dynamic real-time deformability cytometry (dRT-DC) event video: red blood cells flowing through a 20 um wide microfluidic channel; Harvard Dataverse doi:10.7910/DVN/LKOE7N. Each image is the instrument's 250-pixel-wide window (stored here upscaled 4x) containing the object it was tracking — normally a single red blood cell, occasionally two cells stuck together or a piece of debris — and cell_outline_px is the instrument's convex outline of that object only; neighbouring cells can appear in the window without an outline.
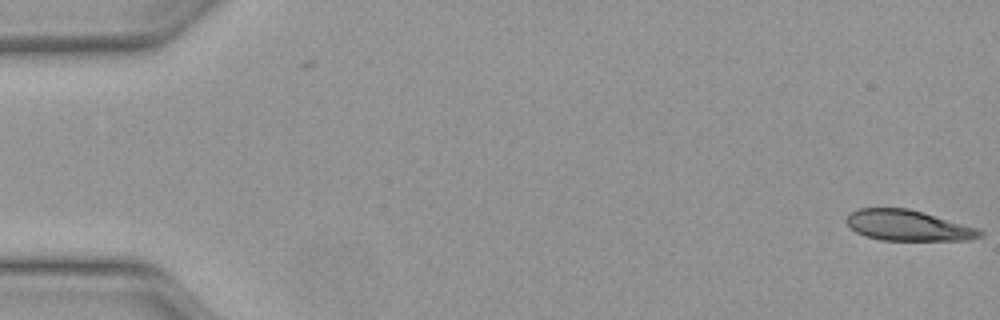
{"species": "Egyptian fruit bat (a non-hibernating species)", "species_latin": "Rousettus aegyptiacus", "temperature_condition": "warm", "stored_images_in_passage": 3, "camera_frame_rate_fps": 3000, "um_per_image_px": 0.085, "animal": {"sex": "female"}, "frame": {"image": 1, "passage_image": 3, "time_ms": 0.667, "image_size_px": [1000, 320], "cell_outline_px": [[984, 236], [968, 240], [880, 240], [864, 236], [856, 232], [844, 220], [848, 212], [860, 208], [908, 208], [924, 212], [976, 228], [984, 232]], "centroid_in_image_um": [77.14, 19.16], "position_along_channel_um": 7.9, "area_um2": 23.93}}